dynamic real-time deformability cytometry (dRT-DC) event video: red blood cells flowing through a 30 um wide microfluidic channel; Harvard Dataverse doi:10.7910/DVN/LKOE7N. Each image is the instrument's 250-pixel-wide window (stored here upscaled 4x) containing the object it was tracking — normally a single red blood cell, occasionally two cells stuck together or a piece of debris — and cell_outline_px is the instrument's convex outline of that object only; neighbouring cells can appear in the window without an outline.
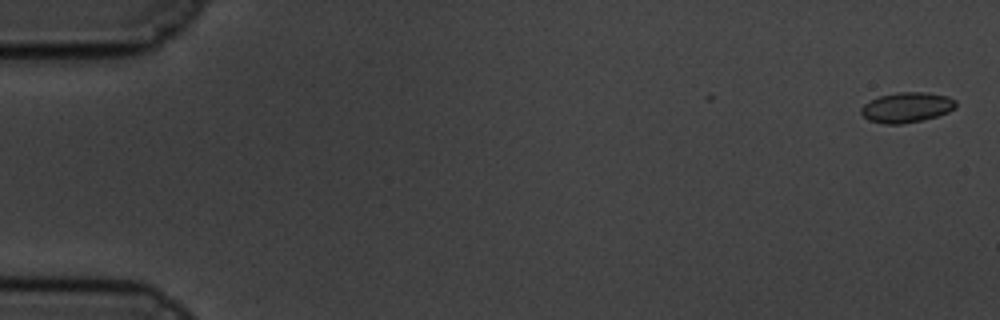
{"species": "common noctule bat (a hibernating species)", "species_latin": "Nyctalus noctula", "temperature_condition": "cold", "stored_images_in_passage": 5, "camera_frame_rate_fps": 3000, "um_per_image_px": 0.085, "animal": {"sex": "male", "body_mass_g": 19.5, "forearm_length_mm": 54.6}, "frame": {"image": 1, "passage_image": 2, "time_ms": 0.333, "image_size_px": [1000, 320], "cell_outline_px": [[956, 108], [948, 112], [924, 120], [900, 124], [884, 124], [868, 120], [860, 112], [860, 108], [864, 104], [880, 96], [896, 92], [928, 92], [948, 96], [956, 100]], "centroid_in_image_um": [77.09, 9.13], "position_along_channel_um": 7.9, "area_um2": 16.76}}